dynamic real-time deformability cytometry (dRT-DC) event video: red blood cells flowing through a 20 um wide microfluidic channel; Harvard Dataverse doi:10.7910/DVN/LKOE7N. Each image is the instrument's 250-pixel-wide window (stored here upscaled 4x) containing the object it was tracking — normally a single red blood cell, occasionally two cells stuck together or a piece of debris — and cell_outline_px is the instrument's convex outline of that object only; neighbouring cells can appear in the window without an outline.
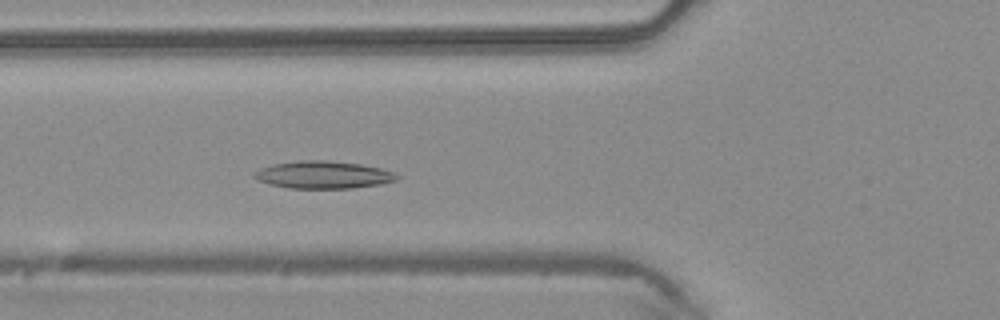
{"species": "common noctule bat (a hibernating species)", "species_latin": "Nyctalus noctula", "temperature_condition": "warm", "stored_images_in_passage": 36, "camera_frame_rate_fps": 3000, "um_per_image_px": 0.085, "animal": {"sex": "male", "body_mass_g": 20.4}, "frame": {"image": 1, "passage_image": 8, "time_ms": 2.333, "image_size_px": [1000, 320], "cell_outline_px": [[400, 176], [396, 180], [380, 184], [352, 188], [288, 188], [272, 184], [260, 180], [252, 176], [260, 168], [272, 164], [296, 160], [328, 160], [360, 164], [380, 168], [392, 172]], "centroid_in_image_um": [27.48, 14.85], "position_along_channel_um": 98.3, "area_um2": 22.66}}
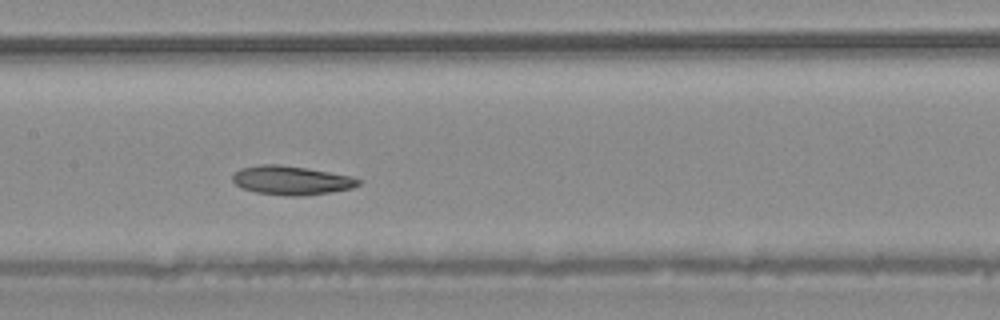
{"frame": {"image": 2, "passage_image": 14, "time_ms": 4.333, "image_size_px": [1000, 320], "cell_outline_px": [[360, 184], [352, 188], [304, 196], [288, 196], [256, 192], [240, 188], [232, 180], [232, 176], [240, 168], [260, 164], [280, 164], [308, 168], [352, 176], [360, 180]], "centroid_in_image_um": [24.74, 15.32], "position_along_channel_um": 182.7, "area_um2": 21.27}}
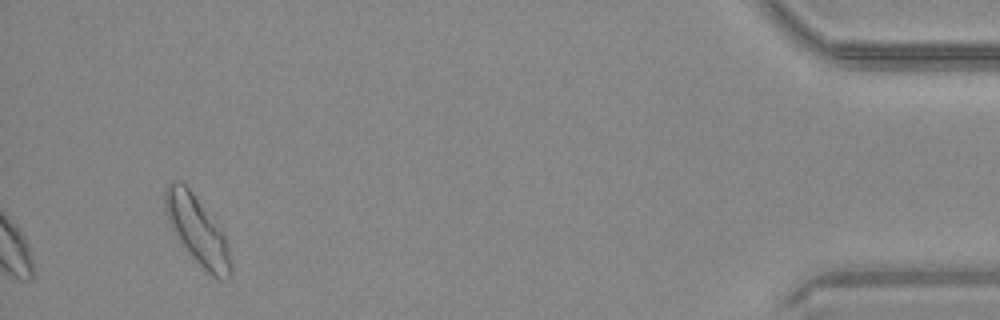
{"frame": {"image": 3, "passage_image": 36, "time_ms": 11.667, "image_size_px": [1000, 320], "cell_outline_px": [[232, 276], [228, 280], [220, 280], [212, 276], [180, 244], [172, 232], [164, 208], [164, 188], [168, 180], [180, 180], [192, 192], [228, 236], [232, 264]], "centroid_in_image_um": [16.79, 19.58], "position_along_channel_um": 418.4, "area_um2": 26.93}, "authors_computed_cell_mechanics": {"area_um2": 21.2415, "velocity_mm_per_s": 4.1908, "shape_relaxation_time_tau1_ms": 4.1723, "shape_relaxation_time_tau2_ms": null, "deformation_change_tau1": 0.1137, "deformation_change_tau2": null}}